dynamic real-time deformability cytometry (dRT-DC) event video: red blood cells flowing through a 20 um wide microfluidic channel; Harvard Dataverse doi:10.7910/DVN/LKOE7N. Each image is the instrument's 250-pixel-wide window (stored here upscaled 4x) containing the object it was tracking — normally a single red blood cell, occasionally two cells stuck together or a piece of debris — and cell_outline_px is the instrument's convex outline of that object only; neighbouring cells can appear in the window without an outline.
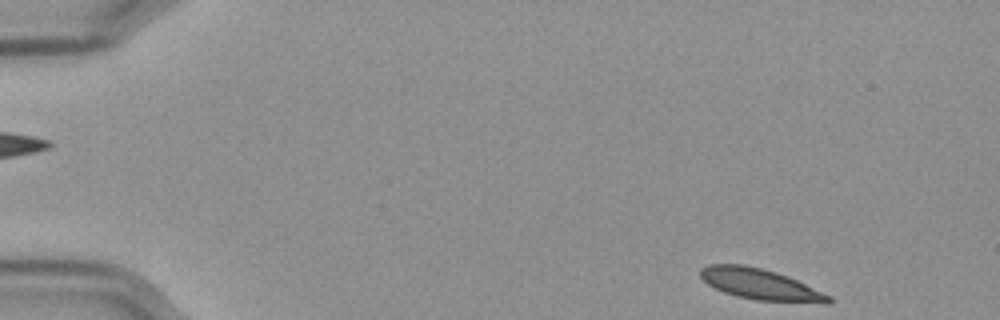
{"species": "Egyptian fruit bat (a non-hibernating species)", "species_latin": "Rousettus aegyptiacus", "temperature_condition": "cold", "stored_images_in_passage": 52, "camera_frame_rate_fps": 3000, "um_per_image_px": 0.085, "frame": {"image": 1, "passage_image": 1, "time_ms": 0.0, "image_size_px": [1000, 320], "cell_outline_px": [[832, 300], [828, 304], [824, 304], [756, 300], [736, 296], [724, 292], [708, 284], [700, 276], [700, 268], [708, 264], [744, 264], [776, 272], [788, 276], [832, 296]], "centroid_in_image_um": [64.66, 24.17], "position_along_channel_um": 20.3, "area_um2": 23.24}}
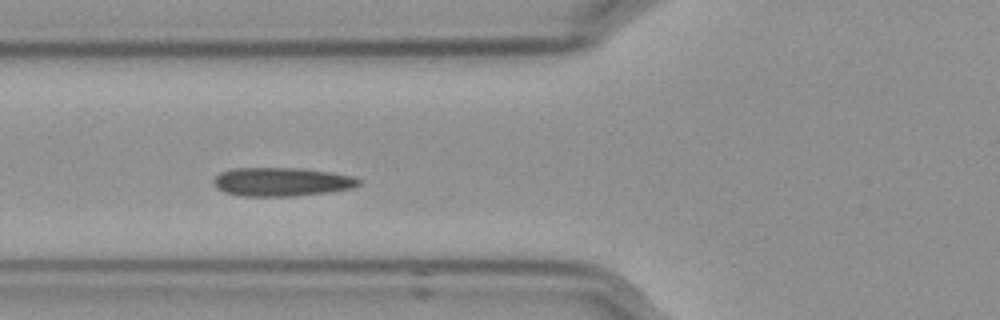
{"frame": {"image": 2, "passage_image": 17, "time_ms": 5.333, "image_size_px": [1000, 320], "cell_outline_px": [[360, 184], [352, 188], [328, 192], [296, 196], [240, 196], [224, 192], [216, 188], [212, 180], [220, 172], [232, 168], [300, 168], [332, 172], [352, 176], [360, 180]], "centroid_in_image_um": [23.91, 15.45], "position_along_channel_um": 101.9, "area_um2": 24.39}}
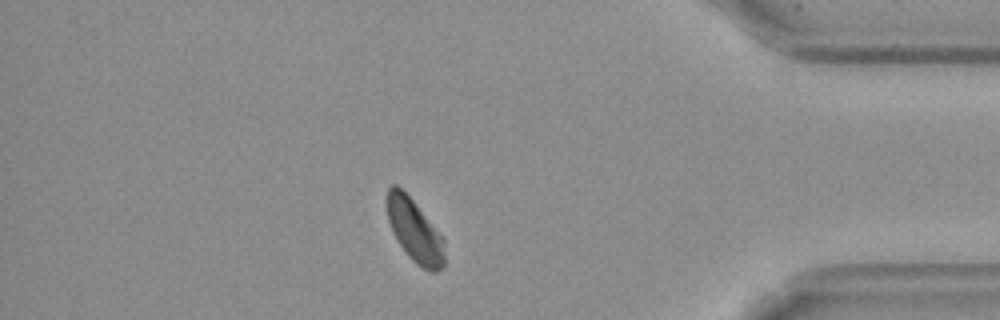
{"frame": {"image": 3, "passage_image": 45, "time_ms": 14.667, "image_size_px": [1000, 320], "cell_outline_px": [[444, 264], [436, 272], [428, 272], [420, 268], [408, 256], [400, 244], [388, 220], [388, 188], [392, 184], [396, 184], [416, 204], [444, 240]], "centroid_in_image_um": [35.26, 19.66], "position_along_channel_um": 399.9, "area_um2": 20.46}, "authors_computed_cell_mechanics": {"area_um2": 22.9755, "velocity_mm_per_s": 3.5341, "shape_relaxation_time_tau1_ms": null, "shape_relaxation_time_tau2_ms": 3.2486, "deformation_change_tau1": null, "deformation_change_tau2": 0.0417}}